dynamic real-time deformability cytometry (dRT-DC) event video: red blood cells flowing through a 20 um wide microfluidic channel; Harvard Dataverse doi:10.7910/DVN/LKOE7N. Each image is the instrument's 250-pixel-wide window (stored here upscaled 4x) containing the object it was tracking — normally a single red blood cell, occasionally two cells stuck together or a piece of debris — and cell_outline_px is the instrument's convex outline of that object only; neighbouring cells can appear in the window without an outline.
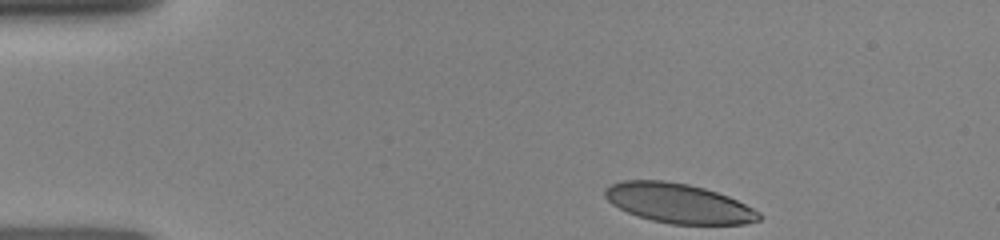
{"species": "human", "species_latin": "Homo sapiens", "temperature_condition": "room temperature", "stored_images_in_passage": 7, "camera_frame_rate_fps": 3000, "um_per_image_px": 0.085, "donor": {"sex": "female"}, "frame": {"image": 1, "passage_image": 1, "time_ms": 0.0, "image_size_px": [1000, 240], "cell_outline_px": [[760, 220], [744, 224], [672, 224], [652, 220], [636, 216], [612, 204], [604, 196], [604, 188], [612, 184], [624, 180], [664, 180], [688, 184], [704, 188], [728, 196], [760, 212]], "centroid_in_image_um": [57.65, 17.27], "position_along_channel_um": 27.4, "area_um2": 35.37}}
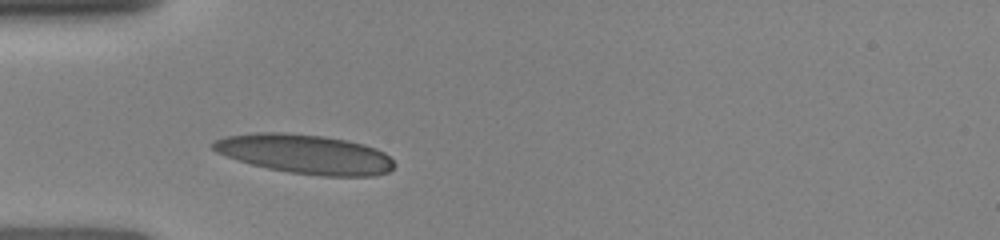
{"frame": {"image": 2, "passage_image": 5, "time_ms": 2.333, "image_size_px": [1000, 240], "cell_outline_px": [[396, 164], [388, 172], [372, 176], [320, 176], [288, 172], [268, 168], [252, 164], [216, 152], [212, 148], [212, 144], [216, 140], [228, 136], [256, 132], [280, 132], [324, 136], [348, 140], [364, 144], [376, 148], [384, 152]], "centroid_in_image_um": [25.98, 13.09], "position_along_channel_um": 59.0, "area_um2": 41.33}}
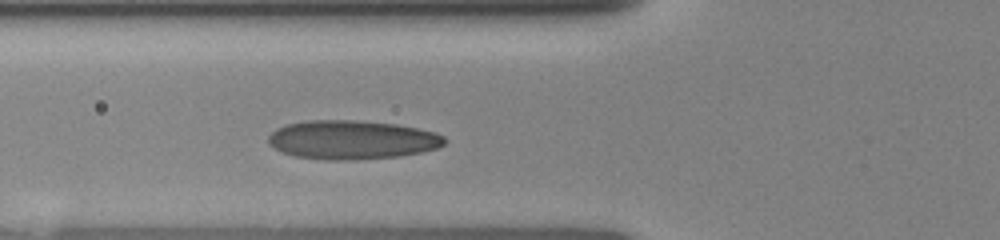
{"frame": {"image": 3, "passage_image": 7, "time_ms": 3.333, "image_size_px": [1000, 240], "cell_outline_px": [[448, 140], [444, 144], [436, 148], [420, 152], [400, 156], [344, 160], [328, 160], [296, 156], [284, 152], [268, 144], [268, 136], [276, 128], [284, 124], [308, 120], [356, 120], [396, 124], [436, 132], [444, 136]], "centroid_in_image_um": [29.91, 11.87], "position_along_channel_um": 95.9, "area_um2": 39.88}}